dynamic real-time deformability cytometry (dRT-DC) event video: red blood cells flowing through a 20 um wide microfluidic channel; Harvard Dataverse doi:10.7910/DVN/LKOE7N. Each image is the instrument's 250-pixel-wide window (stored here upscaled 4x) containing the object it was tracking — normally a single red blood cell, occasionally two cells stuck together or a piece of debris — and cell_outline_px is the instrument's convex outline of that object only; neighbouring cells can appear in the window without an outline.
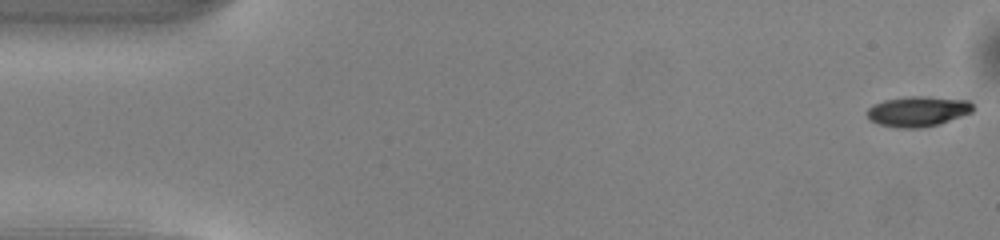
{"species": "common noctule bat (a hibernating species)", "species_latin": "Nyctalus noctula", "temperature_condition": "warm", "stored_images_in_passage": 51, "camera_frame_rate_fps": 3000, "um_per_image_px": 0.085, "animal": {"sex": "male", "body_mass_g": 13.0, "forearm_length_mm": 53.1}, "frame": {"image": 1, "passage_image": 1, "time_ms": 0.0, "image_size_px": [1000, 240], "cell_outline_px": [[972, 112], [940, 124], [920, 128], [900, 128], [880, 124], [868, 120], [868, 108], [872, 104], [884, 100], [908, 96], [928, 96], [968, 100], [972, 104]], "centroid_in_image_um": [78.01, 9.46], "position_along_channel_um": 7.0, "area_um2": 18.73}}
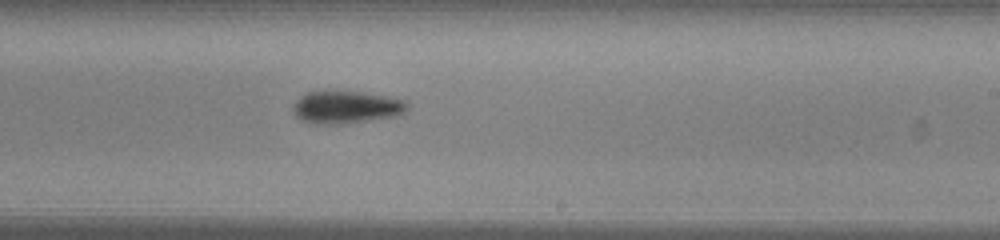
{"frame": {"image": 2, "passage_image": 30, "time_ms": 9.667, "image_size_px": [1000, 240], "cell_outline_px": [[408, 108], [404, 112], [396, 116], [340, 124], [316, 124], [300, 120], [296, 116], [292, 108], [296, 100], [300, 96], [308, 92], [360, 92], [384, 96], [404, 100], [408, 104]], "centroid_in_image_um": [29.4, 9.13], "position_along_channel_um": 259.6, "area_um2": 21.33}}
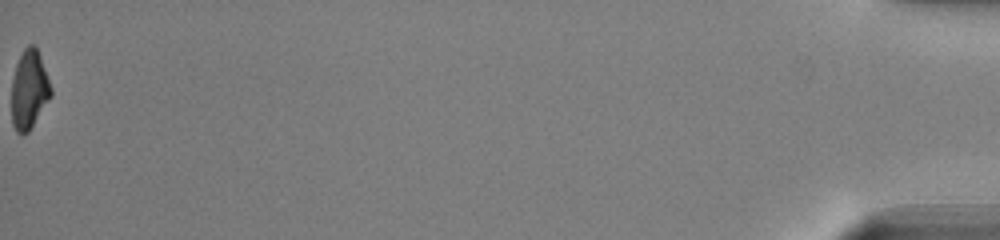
{"frame": {"image": 3, "passage_image": 51, "time_ms": 16.667, "image_size_px": [1000, 240], "cell_outline_px": [[52, 96], [28, 132], [24, 136], [20, 136], [16, 132], [12, 124], [12, 80], [16, 64], [24, 48], [28, 44], [32, 44], [36, 48], [40, 56], [52, 88]], "centroid_in_image_um": [2.48, 7.66], "position_along_channel_um": 432.7, "area_um2": 18.15}, "authors_computed_cell_mechanics": {"area_um2": 19.9988, "velocity_mm_per_s": 4.0603, "shape_relaxation_time_tau1_ms": 2.0395, "shape_relaxation_time_tau2_ms": 8.8609, "deformation_change_tau1": 0.1319, "deformation_change_tau2": 0.1719}}